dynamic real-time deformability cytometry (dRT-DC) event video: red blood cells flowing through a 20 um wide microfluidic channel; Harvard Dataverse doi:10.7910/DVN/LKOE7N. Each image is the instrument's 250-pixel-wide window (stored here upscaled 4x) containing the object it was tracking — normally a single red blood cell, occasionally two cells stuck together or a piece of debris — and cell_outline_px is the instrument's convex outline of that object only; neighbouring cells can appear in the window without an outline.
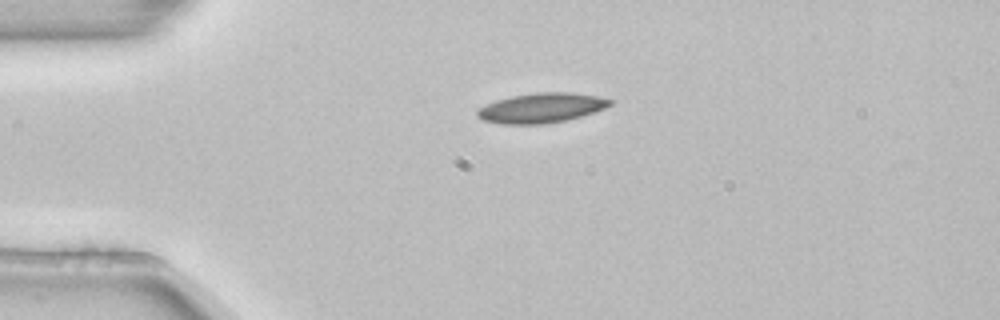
{"species": "common noctule bat (a hibernating species)", "species_latin": "Nyctalus noctula", "temperature_condition": "room temperature", "stored_images_in_passage": 2, "camera_frame_rate_fps": 3000, "um_per_image_px": 0.085, "animal": {"sex": "female", "body_mass_g": 22.7, "forearm_length_mm": 54.2}, "frame": {"image": 1, "passage_image": 1, "time_ms": 0.0, "image_size_px": [1000, 320], "cell_outline_px": [[612, 104], [604, 108], [580, 116], [564, 120], [540, 124], [504, 124], [484, 120], [476, 116], [476, 108], [496, 100], [512, 96], [536, 92], [568, 92], [596, 96], [612, 100]], "centroid_in_image_um": [45.96, 9.16], "position_along_channel_um": 39.0, "area_um2": 22.77}}
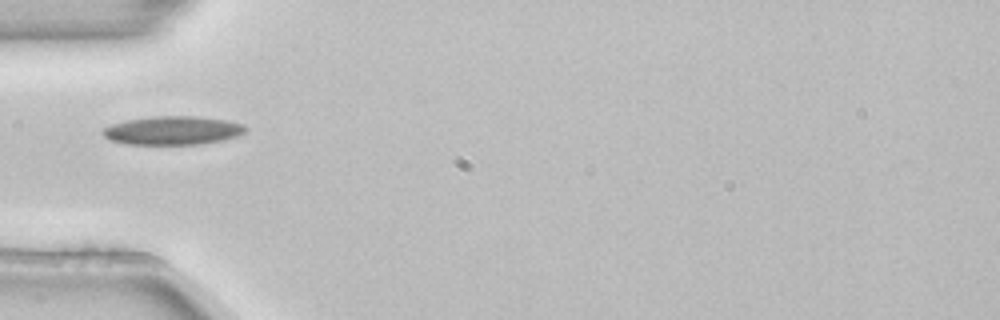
{"frame": {"image": 2, "passage_image": 2, "time_ms": 0.333, "image_size_px": [1000, 320], "cell_outline_px": [[248, 128], [244, 132], [236, 136], [224, 140], [200, 144], [128, 144], [108, 140], [100, 132], [104, 128], [112, 124], [128, 120], [152, 116], [196, 116], [228, 120], [244, 124]], "centroid_in_image_um": [14.69, 11.08], "position_along_channel_um": 70.3, "area_um2": 23.87}}